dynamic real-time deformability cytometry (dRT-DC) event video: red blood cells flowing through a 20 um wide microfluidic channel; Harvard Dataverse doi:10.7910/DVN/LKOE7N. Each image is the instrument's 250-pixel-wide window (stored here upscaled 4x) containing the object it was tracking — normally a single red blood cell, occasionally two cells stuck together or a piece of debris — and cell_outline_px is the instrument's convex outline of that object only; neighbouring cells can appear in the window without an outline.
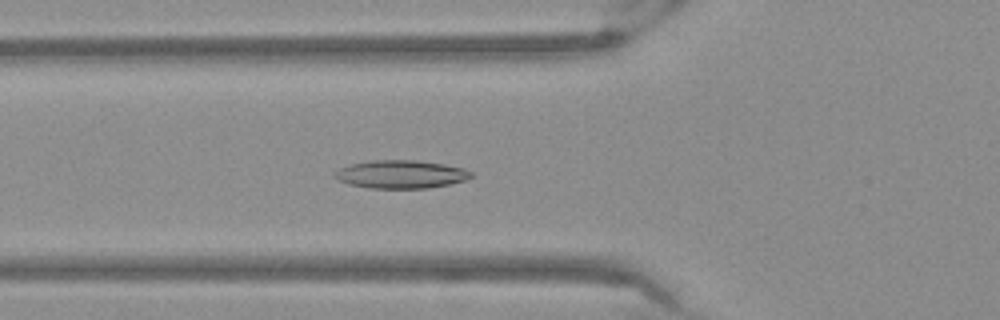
{"species": "Egyptian fruit bat (a non-hibernating species)", "species_latin": "Rousettus aegyptiacus", "temperature_condition": "warm", "stored_images_in_passage": 53, "camera_frame_rate_fps": 3000, "um_per_image_px": 0.085, "frame": {"image": 1, "passage_image": 20, "time_ms": 6.333, "image_size_px": [1000, 320], "cell_outline_px": [[472, 176], [464, 180], [448, 184], [428, 188], [368, 188], [348, 184], [332, 176], [332, 172], [348, 164], [372, 160], [416, 160], [444, 164], [464, 168], [472, 172]], "centroid_in_image_um": [34.02, 14.81], "position_along_channel_um": 91.8, "area_um2": 22.43}}
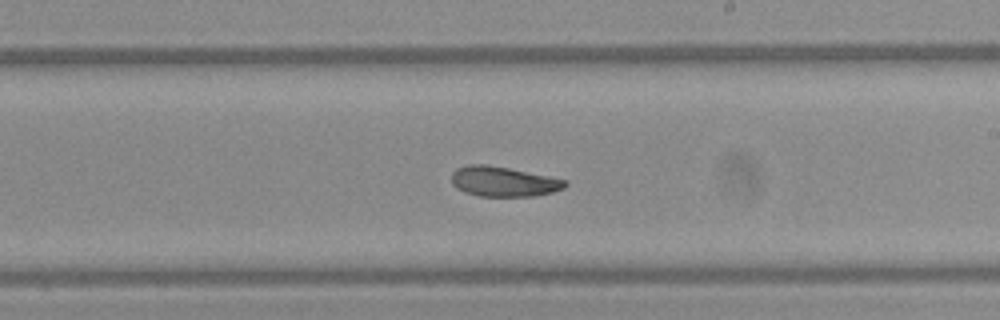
{"frame": {"image": 2, "passage_image": 32, "time_ms": 10.333, "image_size_px": [1000, 320], "cell_outline_px": [[568, 184], [564, 188], [552, 192], [536, 196], [480, 196], [464, 192], [456, 188], [452, 184], [452, 172], [456, 168], [468, 164], [488, 164], [568, 180]], "centroid_in_image_um": [42.78, 15.43], "position_along_channel_um": 246.2, "area_um2": 19.94}}
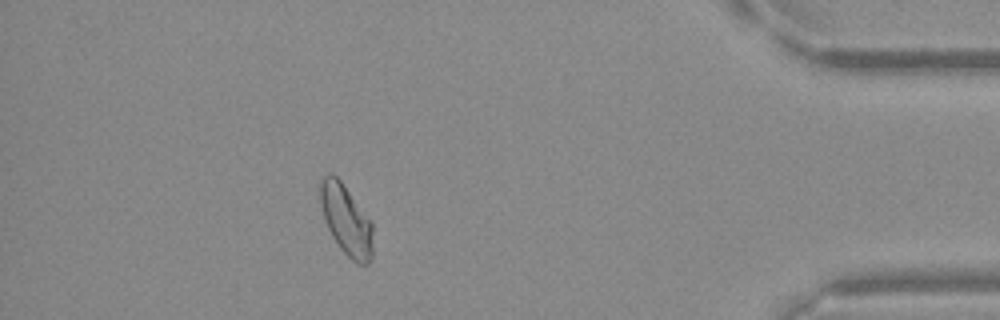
{"frame": {"image": 3, "passage_image": 48, "time_ms": 15.667, "image_size_px": [1000, 320], "cell_outline_px": [[372, 256], [368, 264], [356, 264], [340, 248], [332, 236], [324, 220], [316, 188], [320, 180], [328, 172], [332, 172], [340, 180], [372, 220]], "centroid_in_image_um": [29.39, 18.64], "position_along_channel_um": 405.8, "area_um2": 22.08}}